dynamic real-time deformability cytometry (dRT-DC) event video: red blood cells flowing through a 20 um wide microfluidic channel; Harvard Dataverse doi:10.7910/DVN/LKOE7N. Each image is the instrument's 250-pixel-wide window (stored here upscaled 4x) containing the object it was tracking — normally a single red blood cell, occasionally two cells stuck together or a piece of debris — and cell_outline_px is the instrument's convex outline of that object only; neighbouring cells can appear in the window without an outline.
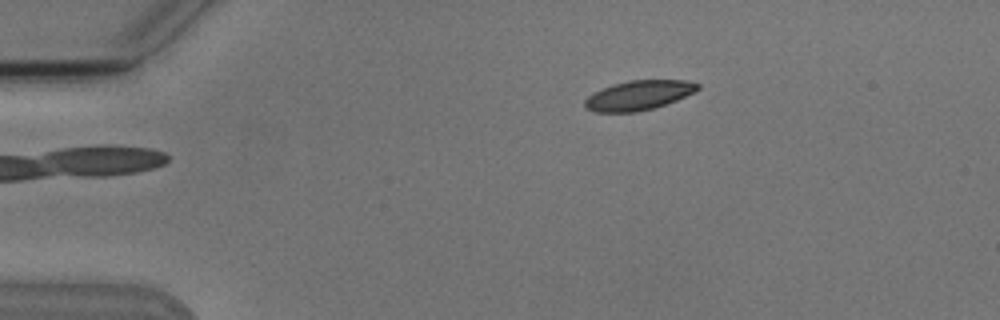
{"species": "Egyptian fruit bat (a non-hibernating species)", "species_latin": "Rousettus aegyptiacus", "temperature_condition": "cold", "stored_images_in_passage": 4, "camera_frame_rate_fps": 3000, "um_per_image_px": 0.085, "animal": {"sex": "male"}, "frame": {"image": 1, "passage_image": 4, "time_ms": 4.333, "image_size_px": [1000, 320], "cell_outline_px": [[700, 88], [696, 92], [676, 100], [652, 108], [636, 112], [596, 112], [584, 108], [584, 100], [588, 96], [612, 84], [628, 80], [684, 80], [700, 84]], "centroid_in_image_um": [54.29, 8.09], "position_along_channel_um": 30.7, "area_um2": 19.36}}